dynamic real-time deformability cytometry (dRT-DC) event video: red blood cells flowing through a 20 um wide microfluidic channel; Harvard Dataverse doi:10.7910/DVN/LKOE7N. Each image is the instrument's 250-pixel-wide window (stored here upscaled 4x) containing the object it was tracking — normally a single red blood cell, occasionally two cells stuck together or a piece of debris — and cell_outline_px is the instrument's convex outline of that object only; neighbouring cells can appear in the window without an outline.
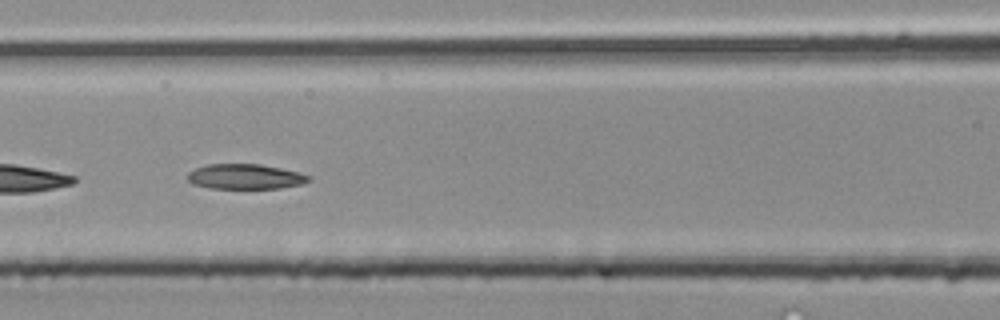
{"species": "common noctule bat (a hibernating species)", "species_latin": "Nyctalus noctula", "temperature_condition": "room temperature", "stored_images_in_passage": 19, "camera_frame_rate_fps": 3000, "um_per_image_px": 0.085, "animal": {"sex": "male", "body_mass_g": 20.4}, "frame": {"image": 1, "passage_image": 14, "time_ms": 4.333, "image_size_px": [1000, 320], "cell_outline_px": [[312, 180], [304, 184], [280, 188], [212, 188], [192, 184], [188, 180], [188, 172], [196, 168], [208, 164], [260, 164], [300, 172], [312, 176]], "centroid_in_image_um": [20.9, 15.01], "position_along_channel_um": 145.7, "area_um2": 17.8}}